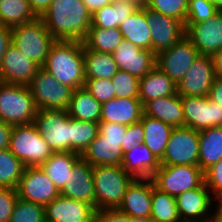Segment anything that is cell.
<instances>
[{
  "instance_id": "cell-1",
  "label": "cell",
  "mask_w": 222,
  "mask_h": 222,
  "mask_svg": "<svg viewBox=\"0 0 222 222\" xmlns=\"http://www.w3.org/2000/svg\"><path fill=\"white\" fill-rule=\"evenodd\" d=\"M56 40L83 42L92 23V14L82 0H52L40 17Z\"/></svg>"
},
{
  "instance_id": "cell-2",
  "label": "cell",
  "mask_w": 222,
  "mask_h": 222,
  "mask_svg": "<svg viewBox=\"0 0 222 222\" xmlns=\"http://www.w3.org/2000/svg\"><path fill=\"white\" fill-rule=\"evenodd\" d=\"M42 68L73 90L84 87L86 79L83 42L56 40L51 45Z\"/></svg>"
},
{
  "instance_id": "cell-3",
  "label": "cell",
  "mask_w": 222,
  "mask_h": 222,
  "mask_svg": "<svg viewBox=\"0 0 222 222\" xmlns=\"http://www.w3.org/2000/svg\"><path fill=\"white\" fill-rule=\"evenodd\" d=\"M134 179L122 166H93L96 211L118 208Z\"/></svg>"
},
{
  "instance_id": "cell-4",
  "label": "cell",
  "mask_w": 222,
  "mask_h": 222,
  "mask_svg": "<svg viewBox=\"0 0 222 222\" xmlns=\"http://www.w3.org/2000/svg\"><path fill=\"white\" fill-rule=\"evenodd\" d=\"M38 108L28 86L0 82V121L27 125L34 121Z\"/></svg>"
},
{
  "instance_id": "cell-5",
  "label": "cell",
  "mask_w": 222,
  "mask_h": 222,
  "mask_svg": "<svg viewBox=\"0 0 222 222\" xmlns=\"http://www.w3.org/2000/svg\"><path fill=\"white\" fill-rule=\"evenodd\" d=\"M12 44L29 60L42 67L56 39L48 32L44 21L37 19L11 28Z\"/></svg>"
},
{
  "instance_id": "cell-6",
  "label": "cell",
  "mask_w": 222,
  "mask_h": 222,
  "mask_svg": "<svg viewBox=\"0 0 222 222\" xmlns=\"http://www.w3.org/2000/svg\"><path fill=\"white\" fill-rule=\"evenodd\" d=\"M9 150L25 167H40L53 154L33 123L13 126Z\"/></svg>"
},
{
  "instance_id": "cell-7",
  "label": "cell",
  "mask_w": 222,
  "mask_h": 222,
  "mask_svg": "<svg viewBox=\"0 0 222 222\" xmlns=\"http://www.w3.org/2000/svg\"><path fill=\"white\" fill-rule=\"evenodd\" d=\"M33 124L53 152H71V117L67 110H38Z\"/></svg>"
},
{
  "instance_id": "cell-8",
  "label": "cell",
  "mask_w": 222,
  "mask_h": 222,
  "mask_svg": "<svg viewBox=\"0 0 222 222\" xmlns=\"http://www.w3.org/2000/svg\"><path fill=\"white\" fill-rule=\"evenodd\" d=\"M38 110H67L73 89L40 67L28 85Z\"/></svg>"
},
{
  "instance_id": "cell-9",
  "label": "cell",
  "mask_w": 222,
  "mask_h": 222,
  "mask_svg": "<svg viewBox=\"0 0 222 222\" xmlns=\"http://www.w3.org/2000/svg\"><path fill=\"white\" fill-rule=\"evenodd\" d=\"M152 180L156 188L176 198L185 191L199 187L204 182V172L199 166L161 165Z\"/></svg>"
},
{
  "instance_id": "cell-10",
  "label": "cell",
  "mask_w": 222,
  "mask_h": 222,
  "mask_svg": "<svg viewBox=\"0 0 222 222\" xmlns=\"http://www.w3.org/2000/svg\"><path fill=\"white\" fill-rule=\"evenodd\" d=\"M160 165L199 166V132L185 126L173 128Z\"/></svg>"
},
{
  "instance_id": "cell-11",
  "label": "cell",
  "mask_w": 222,
  "mask_h": 222,
  "mask_svg": "<svg viewBox=\"0 0 222 222\" xmlns=\"http://www.w3.org/2000/svg\"><path fill=\"white\" fill-rule=\"evenodd\" d=\"M199 55L198 49L185 35L170 48L156 54V66L177 84Z\"/></svg>"
},
{
  "instance_id": "cell-12",
  "label": "cell",
  "mask_w": 222,
  "mask_h": 222,
  "mask_svg": "<svg viewBox=\"0 0 222 222\" xmlns=\"http://www.w3.org/2000/svg\"><path fill=\"white\" fill-rule=\"evenodd\" d=\"M184 126L196 131L222 126V106L208 96H181Z\"/></svg>"
},
{
  "instance_id": "cell-13",
  "label": "cell",
  "mask_w": 222,
  "mask_h": 222,
  "mask_svg": "<svg viewBox=\"0 0 222 222\" xmlns=\"http://www.w3.org/2000/svg\"><path fill=\"white\" fill-rule=\"evenodd\" d=\"M15 189L18 198L44 207L60 195L53 181L40 167H25Z\"/></svg>"
},
{
  "instance_id": "cell-14",
  "label": "cell",
  "mask_w": 222,
  "mask_h": 222,
  "mask_svg": "<svg viewBox=\"0 0 222 222\" xmlns=\"http://www.w3.org/2000/svg\"><path fill=\"white\" fill-rule=\"evenodd\" d=\"M175 199L181 222H210L216 198L205 182L181 193Z\"/></svg>"
},
{
  "instance_id": "cell-15",
  "label": "cell",
  "mask_w": 222,
  "mask_h": 222,
  "mask_svg": "<svg viewBox=\"0 0 222 222\" xmlns=\"http://www.w3.org/2000/svg\"><path fill=\"white\" fill-rule=\"evenodd\" d=\"M147 24L151 29V50L157 54L170 48L185 36V24L145 7Z\"/></svg>"
},
{
  "instance_id": "cell-16",
  "label": "cell",
  "mask_w": 222,
  "mask_h": 222,
  "mask_svg": "<svg viewBox=\"0 0 222 222\" xmlns=\"http://www.w3.org/2000/svg\"><path fill=\"white\" fill-rule=\"evenodd\" d=\"M215 78L211 56L200 54L177 83V93L180 96H208Z\"/></svg>"
},
{
  "instance_id": "cell-17",
  "label": "cell",
  "mask_w": 222,
  "mask_h": 222,
  "mask_svg": "<svg viewBox=\"0 0 222 222\" xmlns=\"http://www.w3.org/2000/svg\"><path fill=\"white\" fill-rule=\"evenodd\" d=\"M185 33L201 55L212 56L222 49V11L208 20L185 24Z\"/></svg>"
},
{
  "instance_id": "cell-18",
  "label": "cell",
  "mask_w": 222,
  "mask_h": 222,
  "mask_svg": "<svg viewBox=\"0 0 222 222\" xmlns=\"http://www.w3.org/2000/svg\"><path fill=\"white\" fill-rule=\"evenodd\" d=\"M118 70H123L139 79L156 66V54L152 50L141 49L123 39L112 53Z\"/></svg>"
},
{
  "instance_id": "cell-19",
  "label": "cell",
  "mask_w": 222,
  "mask_h": 222,
  "mask_svg": "<svg viewBox=\"0 0 222 222\" xmlns=\"http://www.w3.org/2000/svg\"><path fill=\"white\" fill-rule=\"evenodd\" d=\"M46 222H95L92 204L59 195L45 206Z\"/></svg>"
},
{
  "instance_id": "cell-20",
  "label": "cell",
  "mask_w": 222,
  "mask_h": 222,
  "mask_svg": "<svg viewBox=\"0 0 222 222\" xmlns=\"http://www.w3.org/2000/svg\"><path fill=\"white\" fill-rule=\"evenodd\" d=\"M39 68L11 44L2 59L0 82L28 86Z\"/></svg>"
},
{
  "instance_id": "cell-21",
  "label": "cell",
  "mask_w": 222,
  "mask_h": 222,
  "mask_svg": "<svg viewBox=\"0 0 222 222\" xmlns=\"http://www.w3.org/2000/svg\"><path fill=\"white\" fill-rule=\"evenodd\" d=\"M60 195L92 204L95 207L93 167L80 158L72 167Z\"/></svg>"
},
{
  "instance_id": "cell-22",
  "label": "cell",
  "mask_w": 222,
  "mask_h": 222,
  "mask_svg": "<svg viewBox=\"0 0 222 222\" xmlns=\"http://www.w3.org/2000/svg\"><path fill=\"white\" fill-rule=\"evenodd\" d=\"M130 217H150L152 209V178L134 179L117 208Z\"/></svg>"
},
{
  "instance_id": "cell-23",
  "label": "cell",
  "mask_w": 222,
  "mask_h": 222,
  "mask_svg": "<svg viewBox=\"0 0 222 222\" xmlns=\"http://www.w3.org/2000/svg\"><path fill=\"white\" fill-rule=\"evenodd\" d=\"M144 114L139 98H113L102 103L100 122H113L129 126L141 120Z\"/></svg>"
},
{
  "instance_id": "cell-24",
  "label": "cell",
  "mask_w": 222,
  "mask_h": 222,
  "mask_svg": "<svg viewBox=\"0 0 222 222\" xmlns=\"http://www.w3.org/2000/svg\"><path fill=\"white\" fill-rule=\"evenodd\" d=\"M122 143L123 141L106 140L99 132L80 156L92 167L96 165L121 166Z\"/></svg>"
},
{
  "instance_id": "cell-25",
  "label": "cell",
  "mask_w": 222,
  "mask_h": 222,
  "mask_svg": "<svg viewBox=\"0 0 222 222\" xmlns=\"http://www.w3.org/2000/svg\"><path fill=\"white\" fill-rule=\"evenodd\" d=\"M144 114L156 118L173 128L184 127V112L181 96L176 93L153 99L144 106Z\"/></svg>"
},
{
  "instance_id": "cell-26",
  "label": "cell",
  "mask_w": 222,
  "mask_h": 222,
  "mask_svg": "<svg viewBox=\"0 0 222 222\" xmlns=\"http://www.w3.org/2000/svg\"><path fill=\"white\" fill-rule=\"evenodd\" d=\"M121 166L128 174L139 179L152 178L161 165L160 160L142 143L123 154Z\"/></svg>"
},
{
  "instance_id": "cell-27",
  "label": "cell",
  "mask_w": 222,
  "mask_h": 222,
  "mask_svg": "<svg viewBox=\"0 0 222 222\" xmlns=\"http://www.w3.org/2000/svg\"><path fill=\"white\" fill-rule=\"evenodd\" d=\"M177 93V84L157 66L139 79V99L143 106L157 98Z\"/></svg>"
},
{
  "instance_id": "cell-28",
  "label": "cell",
  "mask_w": 222,
  "mask_h": 222,
  "mask_svg": "<svg viewBox=\"0 0 222 222\" xmlns=\"http://www.w3.org/2000/svg\"><path fill=\"white\" fill-rule=\"evenodd\" d=\"M123 39L141 49L151 50V29L147 24L145 7H139L119 26Z\"/></svg>"
},
{
  "instance_id": "cell-29",
  "label": "cell",
  "mask_w": 222,
  "mask_h": 222,
  "mask_svg": "<svg viewBox=\"0 0 222 222\" xmlns=\"http://www.w3.org/2000/svg\"><path fill=\"white\" fill-rule=\"evenodd\" d=\"M139 7L131 1H117L102 7L92 14L90 28H119L121 23Z\"/></svg>"
},
{
  "instance_id": "cell-30",
  "label": "cell",
  "mask_w": 222,
  "mask_h": 222,
  "mask_svg": "<svg viewBox=\"0 0 222 222\" xmlns=\"http://www.w3.org/2000/svg\"><path fill=\"white\" fill-rule=\"evenodd\" d=\"M67 112L71 118L99 123L102 112V104L98 102L84 87H81L73 90Z\"/></svg>"
},
{
  "instance_id": "cell-31",
  "label": "cell",
  "mask_w": 222,
  "mask_h": 222,
  "mask_svg": "<svg viewBox=\"0 0 222 222\" xmlns=\"http://www.w3.org/2000/svg\"><path fill=\"white\" fill-rule=\"evenodd\" d=\"M144 129L143 144L160 160L165 152L173 127L145 114L140 120Z\"/></svg>"
},
{
  "instance_id": "cell-32",
  "label": "cell",
  "mask_w": 222,
  "mask_h": 222,
  "mask_svg": "<svg viewBox=\"0 0 222 222\" xmlns=\"http://www.w3.org/2000/svg\"><path fill=\"white\" fill-rule=\"evenodd\" d=\"M222 159V126L199 131V167L205 172Z\"/></svg>"
},
{
  "instance_id": "cell-33",
  "label": "cell",
  "mask_w": 222,
  "mask_h": 222,
  "mask_svg": "<svg viewBox=\"0 0 222 222\" xmlns=\"http://www.w3.org/2000/svg\"><path fill=\"white\" fill-rule=\"evenodd\" d=\"M81 158L76 152H53L40 166L60 191L72 170L73 165Z\"/></svg>"
},
{
  "instance_id": "cell-34",
  "label": "cell",
  "mask_w": 222,
  "mask_h": 222,
  "mask_svg": "<svg viewBox=\"0 0 222 222\" xmlns=\"http://www.w3.org/2000/svg\"><path fill=\"white\" fill-rule=\"evenodd\" d=\"M85 79H111L118 71L113 54L84 47Z\"/></svg>"
},
{
  "instance_id": "cell-35",
  "label": "cell",
  "mask_w": 222,
  "mask_h": 222,
  "mask_svg": "<svg viewBox=\"0 0 222 222\" xmlns=\"http://www.w3.org/2000/svg\"><path fill=\"white\" fill-rule=\"evenodd\" d=\"M28 0H0V24L13 28L37 19Z\"/></svg>"
},
{
  "instance_id": "cell-36",
  "label": "cell",
  "mask_w": 222,
  "mask_h": 222,
  "mask_svg": "<svg viewBox=\"0 0 222 222\" xmlns=\"http://www.w3.org/2000/svg\"><path fill=\"white\" fill-rule=\"evenodd\" d=\"M122 40L119 28H90L83 44L86 49L112 54Z\"/></svg>"
},
{
  "instance_id": "cell-37",
  "label": "cell",
  "mask_w": 222,
  "mask_h": 222,
  "mask_svg": "<svg viewBox=\"0 0 222 222\" xmlns=\"http://www.w3.org/2000/svg\"><path fill=\"white\" fill-rule=\"evenodd\" d=\"M150 217L154 222H181L176 199L155 187L152 180V209Z\"/></svg>"
},
{
  "instance_id": "cell-38",
  "label": "cell",
  "mask_w": 222,
  "mask_h": 222,
  "mask_svg": "<svg viewBox=\"0 0 222 222\" xmlns=\"http://www.w3.org/2000/svg\"><path fill=\"white\" fill-rule=\"evenodd\" d=\"M99 132V123L71 118V152L81 155Z\"/></svg>"
},
{
  "instance_id": "cell-39",
  "label": "cell",
  "mask_w": 222,
  "mask_h": 222,
  "mask_svg": "<svg viewBox=\"0 0 222 222\" xmlns=\"http://www.w3.org/2000/svg\"><path fill=\"white\" fill-rule=\"evenodd\" d=\"M25 169L24 164L8 149L0 150V187L15 189Z\"/></svg>"
},
{
  "instance_id": "cell-40",
  "label": "cell",
  "mask_w": 222,
  "mask_h": 222,
  "mask_svg": "<svg viewBox=\"0 0 222 222\" xmlns=\"http://www.w3.org/2000/svg\"><path fill=\"white\" fill-rule=\"evenodd\" d=\"M10 222H46L45 207L17 198Z\"/></svg>"
},
{
  "instance_id": "cell-41",
  "label": "cell",
  "mask_w": 222,
  "mask_h": 222,
  "mask_svg": "<svg viewBox=\"0 0 222 222\" xmlns=\"http://www.w3.org/2000/svg\"><path fill=\"white\" fill-rule=\"evenodd\" d=\"M116 98H139V78L118 70L111 78Z\"/></svg>"
},
{
  "instance_id": "cell-42",
  "label": "cell",
  "mask_w": 222,
  "mask_h": 222,
  "mask_svg": "<svg viewBox=\"0 0 222 222\" xmlns=\"http://www.w3.org/2000/svg\"><path fill=\"white\" fill-rule=\"evenodd\" d=\"M188 2L189 0H150L146 7L185 24Z\"/></svg>"
},
{
  "instance_id": "cell-43",
  "label": "cell",
  "mask_w": 222,
  "mask_h": 222,
  "mask_svg": "<svg viewBox=\"0 0 222 222\" xmlns=\"http://www.w3.org/2000/svg\"><path fill=\"white\" fill-rule=\"evenodd\" d=\"M219 11L210 0H189L185 24H196L208 20Z\"/></svg>"
},
{
  "instance_id": "cell-44",
  "label": "cell",
  "mask_w": 222,
  "mask_h": 222,
  "mask_svg": "<svg viewBox=\"0 0 222 222\" xmlns=\"http://www.w3.org/2000/svg\"><path fill=\"white\" fill-rule=\"evenodd\" d=\"M84 88L101 104L115 98L111 79H86Z\"/></svg>"
},
{
  "instance_id": "cell-45",
  "label": "cell",
  "mask_w": 222,
  "mask_h": 222,
  "mask_svg": "<svg viewBox=\"0 0 222 222\" xmlns=\"http://www.w3.org/2000/svg\"><path fill=\"white\" fill-rule=\"evenodd\" d=\"M204 182L215 198H222V159L204 172Z\"/></svg>"
},
{
  "instance_id": "cell-46",
  "label": "cell",
  "mask_w": 222,
  "mask_h": 222,
  "mask_svg": "<svg viewBox=\"0 0 222 222\" xmlns=\"http://www.w3.org/2000/svg\"><path fill=\"white\" fill-rule=\"evenodd\" d=\"M17 198L16 189L0 187V222H10Z\"/></svg>"
},
{
  "instance_id": "cell-47",
  "label": "cell",
  "mask_w": 222,
  "mask_h": 222,
  "mask_svg": "<svg viewBox=\"0 0 222 222\" xmlns=\"http://www.w3.org/2000/svg\"><path fill=\"white\" fill-rule=\"evenodd\" d=\"M126 125H121L113 122H99V131L106 140L123 141L122 150L125 149V133Z\"/></svg>"
},
{
  "instance_id": "cell-48",
  "label": "cell",
  "mask_w": 222,
  "mask_h": 222,
  "mask_svg": "<svg viewBox=\"0 0 222 222\" xmlns=\"http://www.w3.org/2000/svg\"><path fill=\"white\" fill-rule=\"evenodd\" d=\"M144 129L141 121L130 124L127 126V130L125 133V149L123 150V154L125 152L130 151L133 147L138 144L143 143L144 139Z\"/></svg>"
},
{
  "instance_id": "cell-49",
  "label": "cell",
  "mask_w": 222,
  "mask_h": 222,
  "mask_svg": "<svg viewBox=\"0 0 222 222\" xmlns=\"http://www.w3.org/2000/svg\"><path fill=\"white\" fill-rule=\"evenodd\" d=\"M95 222H129V216L119 209H102L96 211Z\"/></svg>"
},
{
  "instance_id": "cell-50",
  "label": "cell",
  "mask_w": 222,
  "mask_h": 222,
  "mask_svg": "<svg viewBox=\"0 0 222 222\" xmlns=\"http://www.w3.org/2000/svg\"><path fill=\"white\" fill-rule=\"evenodd\" d=\"M12 44L11 28L0 24V66L7 48Z\"/></svg>"
},
{
  "instance_id": "cell-51",
  "label": "cell",
  "mask_w": 222,
  "mask_h": 222,
  "mask_svg": "<svg viewBox=\"0 0 222 222\" xmlns=\"http://www.w3.org/2000/svg\"><path fill=\"white\" fill-rule=\"evenodd\" d=\"M208 98L214 102L222 106V79L215 78L213 84L209 90Z\"/></svg>"
},
{
  "instance_id": "cell-52",
  "label": "cell",
  "mask_w": 222,
  "mask_h": 222,
  "mask_svg": "<svg viewBox=\"0 0 222 222\" xmlns=\"http://www.w3.org/2000/svg\"><path fill=\"white\" fill-rule=\"evenodd\" d=\"M13 125L0 121V150L8 149Z\"/></svg>"
},
{
  "instance_id": "cell-53",
  "label": "cell",
  "mask_w": 222,
  "mask_h": 222,
  "mask_svg": "<svg viewBox=\"0 0 222 222\" xmlns=\"http://www.w3.org/2000/svg\"><path fill=\"white\" fill-rule=\"evenodd\" d=\"M34 13L41 17L44 12L49 8L52 0H28Z\"/></svg>"
},
{
  "instance_id": "cell-54",
  "label": "cell",
  "mask_w": 222,
  "mask_h": 222,
  "mask_svg": "<svg viewBox=\"0 0 222 222\" xmlns=\"http://www.w3.org/2000/svg\"><path fill=\"white\" fill-rule=\"evenodd\" d=\"M91 14L100 10L102 7L111 4L112 0H82Z\"/></svg>"
},
{
  "instance_id": "cell-55",
  "label": "cell",
  "mask_w": 222,
  "mask_h": 222,
  "mask_svg": "<svg viewBox=\"0 0 222 222\" xmlns=\"http://www.w3.org/2000/svg\"><path fill=\"white\" fill-rule=\"evenodd\" d=\"M211 58L216 78L222 79V49L214 53Z\"/></svg>"
},
{
  "instance_id": "cell-56",
  "label": "cell",
  "mask_w": 222,
  "mask_h": 222,
  "mask_svg": "<svg viewBox=\"0 0 222 222\" xmlns=\"http://www.w3.org/2000/svg\"><path fill=\"white\" fill-rule=\"evenodd\" d=\"M210 222H222V198H216Z\"/></svg>"
},
{
  "instance_id": "cell-57",
  "label": "cell",
  "mask_w": 222,
  "mask_h": 222,
  "mask_svg": "<svg viewBox=\"0 0 222 222\" xmlns=\"http://www.w3.org/2000/svg\"><path fill=\"white\" fill-rule=\"evenodd\" d=\"M113 2H117V1H125V0H112ZM133 2L134 4H136L138 7H146L149 3L150 0H128Z\"/></svg>"
},
{
  "instance_id": "cell-58",
  "label": "cell",
  "mask_w": 222,
  "mask_h": 222,
  "mask_svg": "<svg viewBox=\"0 0 222 222\" xmlns=\"http://www.w3.org/2000/svg\"><path fill=\"white\" fill-rule=\"evenodd\" d=\"M129 222H154L151 217H130Z\"/></svg>"
},
{
  "instance_id": "cell-59",
  "label": "cell",
  "mask_w": 222,
  "mask_h": 222,
  "mask_svg": "<svg viewBox=\"0 0 222 222\" xmlns=\"http://www.w3.org/2000/svg\"><path fill=\"white\" fill-rule=\"evenodd\" d=\"M219 10L222 9V0H210Z\"/></svg>"
}]
</instances>
